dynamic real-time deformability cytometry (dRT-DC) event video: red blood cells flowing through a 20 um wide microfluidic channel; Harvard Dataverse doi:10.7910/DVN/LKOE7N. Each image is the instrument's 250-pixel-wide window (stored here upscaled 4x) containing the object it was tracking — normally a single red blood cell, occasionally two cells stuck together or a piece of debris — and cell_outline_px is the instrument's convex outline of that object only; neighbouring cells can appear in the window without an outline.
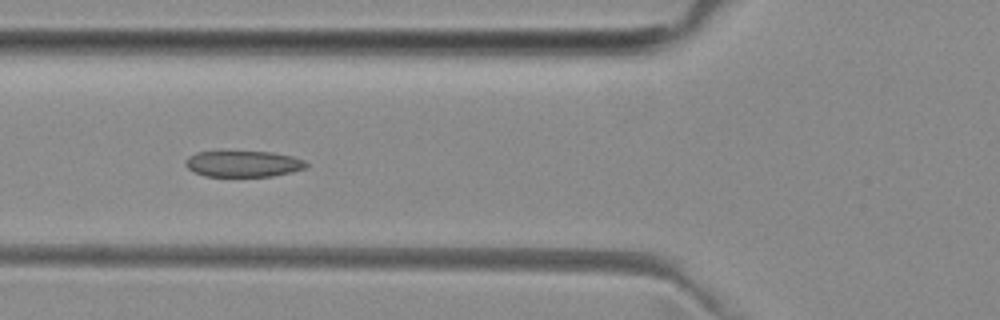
{"species": "common noctule bat (a hibernating species)", "species_latin": "Nyctalus noctula", "temperature_condition": "room temperature", "stored_images_in_passage": 39, "camera_frame_rate_fps": 3000, "um_per_image_px": 0.085, "animal": {"sex": "female", "body_mass_g": 29.2, "forearm_length_mm": 56.3}, "frame": {"image": 1, "passage_image": 6, "time_ms": 1.667, "image_size_px": [1000, 320], "cell_outline_px": [[308, 168], [292, 172], [272, 176], [204, 176], [188, 168], [184, 164], [184, 160], [188, 156], [196, 152], [272, 152], [292, 156], [304, 160], [308, 164]], "centroid_in_image_um": [20.69, 13.93], "position_along_channel_um": 105.1, "area_um2": 18.38}}
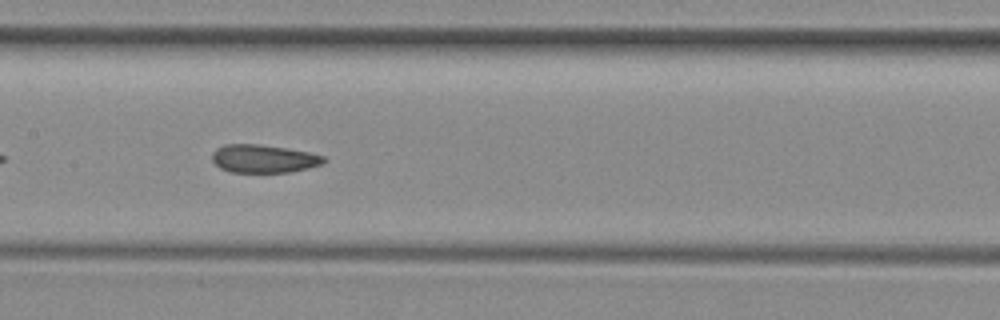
{"frame": {"image": 2, "passage_image": 12, "time_ms": 3.667, "image_size_px": [1000, 320], "cell_outline_px": [[328, 160], [320, 164], [308, 168], [288, 172], [232, 172], [220, 168], [212, 160], [212, 152], [216, 148], [224, 144], [260, 144], [308, 152], [324, 156]], "centroid_in_image_um": [22.38, 13.48], "position_along_channel_um": 185.0, "area_um2": 18.21}}
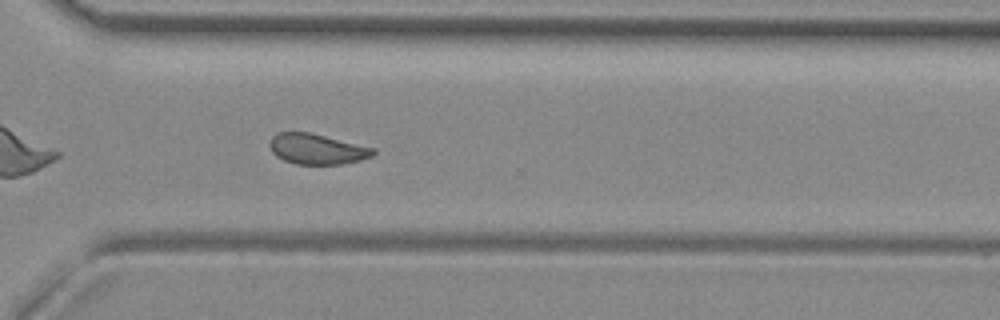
{"frame": {"image": 3, "passage_image": 24, "time_ms": 7.667, "image_size_px": [1000, 320], "cell_outline_px": [[376, 152], [372, 156], [360, 160], [344, 164], [296, 164], [284, 160], [276, 156], [272, 152], [268, 144], [272, 136], [276, 132], [308, 132], [376, 148]], "centroid_in_image_um": [26.93, 12.66], "position_along_channel_um": 343.7, "area_um2": 18.44}, "authors_computed_cell_mechanics": {"area_um2": 19.0162, "velocity_mm_per_s": 3.9792, "shape_relaxation_time_tau1_ms": null, "shape_relaxation_time_tau2_ms": 1.9569, "deformation_change_tau1": null, "deformation_change_tau2": 0.0661}}